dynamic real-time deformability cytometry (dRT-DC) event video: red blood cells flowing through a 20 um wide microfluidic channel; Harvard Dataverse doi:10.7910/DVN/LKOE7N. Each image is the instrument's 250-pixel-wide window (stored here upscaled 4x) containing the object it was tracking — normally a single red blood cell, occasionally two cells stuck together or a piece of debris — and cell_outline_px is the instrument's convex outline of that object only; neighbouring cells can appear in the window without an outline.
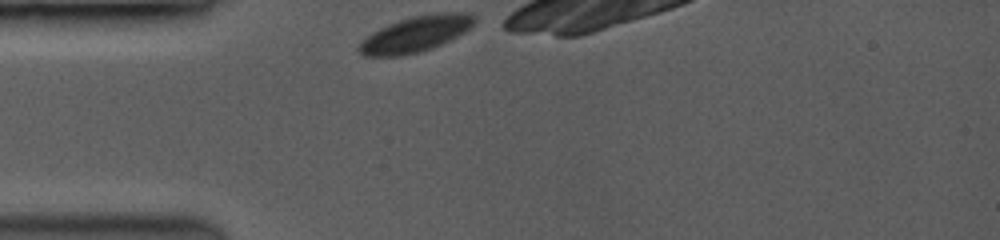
{"species": "common noctule bat (a hibernating species)", "species_latin": "Nyctalus noctula", "temperature_condition": "room temperature", "stored_images_in_passage": 7, "camera_frame_rate_fps": 3500, "um_per_image_px": 0.085, "animal": {"sex": "female", "body_mass_g": 19.0, "forearm_length_mm": 53.3}, "frame": {"image": 1, "passage_image": 1, "time_ms": 0.0, "image_size_px": [1000, 240], "cell_outline_px": [[476, 24], [464, 32], [432, 48], [420, 52], [400, 56], [364, 56], [356, 48], [360, 40], [372, 32], [388, 24], [400, 20], [416, 16], [440, 12], [472, 12], [476, 16]], "centroid_in_image_um": [35.34, 2.89], "position_along_channel_um": 49.7, "area_um2": 24.16}}
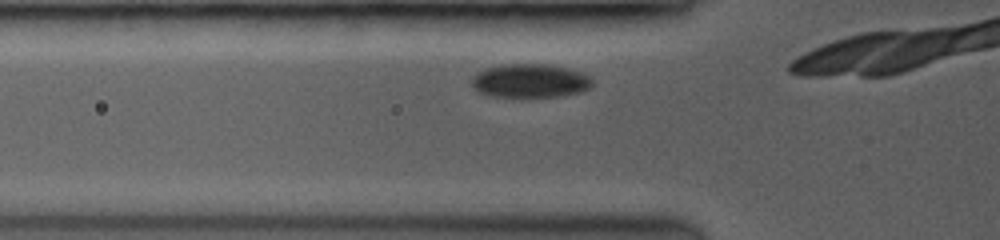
{"frame": {"image": 2, "passage_image": 4, "time_ms": 1.143, "image_size_px": [1000, 240], "cell_outline_px": [[592, 84], [588, 88], [576, 92], [556, 96], [492, 96], [480, 92], [472, 84], [472, 76], [476, 72], [484, 68], [500, 64], [544, 64], [568, 68], [580, 72], [588, 76], [592, 80]], "centroid_in_image_um": [45.0, 6.84], "position_along_channel_um": 80.8, "area_um2": 23.29}}
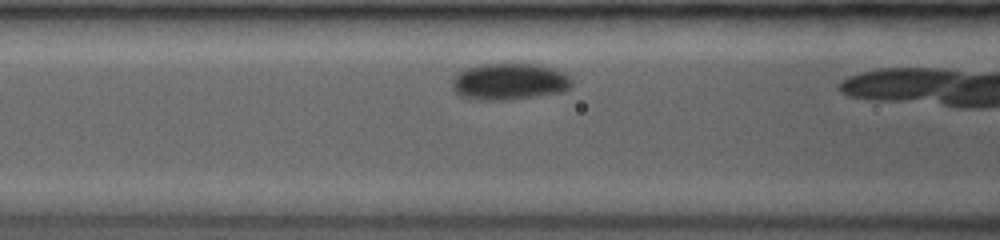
{"frame": {"image": 3, "passage_image": 6, "time_ms": 2.286, "image_size_px": [1000, 240], "cell_outline_px": [[572, 84], [568, 88], [556, 92], [528, 96], [464, 96], [456, 92], [452, 88], [452, 80], [464, 68], [484, 64], [540, 64], [564, 72], [572, 80]], "centroid_in_image_um": [43.34, 6.83], "position_along_channel_um": 123.3, "area_um2": 23.7}}